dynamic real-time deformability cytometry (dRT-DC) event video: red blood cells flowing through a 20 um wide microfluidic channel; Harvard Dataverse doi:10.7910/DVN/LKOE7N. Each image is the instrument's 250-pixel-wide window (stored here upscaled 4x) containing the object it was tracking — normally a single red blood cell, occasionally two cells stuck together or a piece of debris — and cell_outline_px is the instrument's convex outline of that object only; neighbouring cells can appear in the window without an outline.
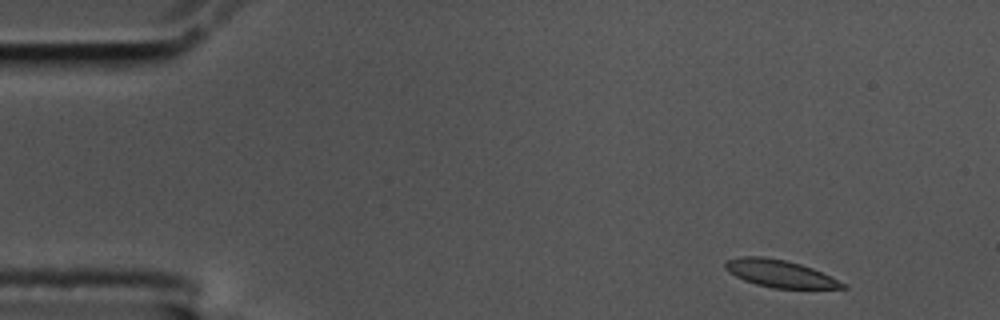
{"species": "common noctule bat (a hibernating species)", "species_latin": "Nyctalus noctula", "temperature_condition": "cold", "stored_images_in_passage": 4, "camera_frame_rate_fps": 3000, "um_per_image_px": 0.085, "animal": {"sex": "male", "body_mass_g": 17.5, "forearm_length_mm": 52.3}, "frame": {"image": 1, "passage_image": 1, "time_ms": 0.0, "image_size_px": [1000, 320], "cell_outline_px": [[848, 288], [772, 288], [756, 284], [744, 280], [728, 272], [724, 268], [724, 264], [728, 260], [740, 256], [764, 256], [784, 260], [800, 264], [812, 268], [844, 284]], "centroid_in_image_um": [66.21, 23.24], "position_along_channel_um": 18.8, "area_um2": 18.32}}
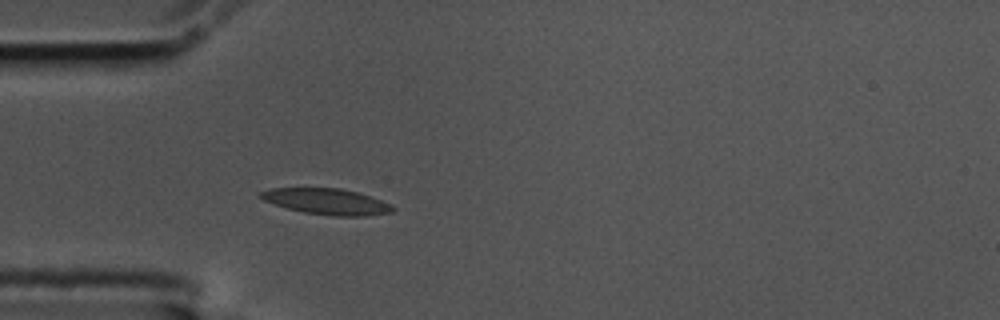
{"frame": {"image": 2, "passage_image": 4, "time_ms": 1.0, "image_size_px": [1000, 320], "cell_outline_px": [[396, 208], [392, 212], [364, 216], [336, 216], [304, 212], [288, 208], [264, 200], [256, 192], [272, 188], [340, 188], [356, 192], [392, 204]], "centroid_in_image_um": [27.77, 17.12], "position_along_channel_um": 57.2, "area_um2": 19.77}}